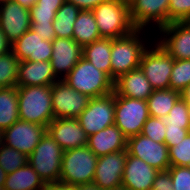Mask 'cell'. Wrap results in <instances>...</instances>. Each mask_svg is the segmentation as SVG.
<instances>
[{
	"label": "cell",
	"mask_w": 190,
	"mask_h": 190,
	"mask_svg": "<svg viewBox=\"0 0 190 190\" xmlns=\"http://www.w3.org/2000/svg\"><path fill=\"white\" fill-rule=\"evenodd\" d=\"M19 119L47 126L54 119L52 85L18 86Z\"/></svg>",
	"instance_id": "obj_1"
},
{
	"label": "cell",
	"mask_w": 190,
	"mask_h": 190,
	"mask_svg": "<svg viewBox=\"0 0 190 190\" xmlns=\"http://www.w3.org/2000/svg\"><path fill=\"white\" fill-rule=\"evenodd\" d=\"M143 33L144 29H135L127 36L112 39L110 62L111 78L114 81L121 75L140 67L142 55L148 48Z\"/></svg>",
	"instance_id": "obj_2"
},
{
	"label": "cell",
	"mask_w": 190,
	"mask_h": 190,
	"mask_svg": "<svg viewBox=\"0 0 190 190\" xmlns=\"http://www.w3.org/2000/svg\"><path fill=\"white\" fill-rule=\"evenodd\" d=\"M92 12L103 38H121L136 29L130 19L128 0H106Z\"/></svg>",
	"instance_id": "obj_3"
},
{
	"label": "cell",
	"mask_w": 190,
	"mask_h": 190,
	"mask_svg": "<svg viewBox=\"0 0 190 190\" xmlns=\"http://www.w3.org/2000/svg\"><path fill=\"white\" fill-rule=\"evenodd\" d=\"M64 80L70 87L90 98L105 96L114 91V80L83 57Z\"/></svg>",
	"instance_id": "obj_4"
},
{
	"label": "cell",
	"mask_w": 190,
	"mask_h": 190,
	"mask_svg": "<svg viewBox=\"0 0 190 190\" xmlns=\"http://www.w3.org/2000/svg\"><path fill=\"white\" fill-rule=\"evenodd\" d=\"M98 157L86 145L65 150L59 182L70 186L93 183Z\"/></svg>",
	"instance_id": "obj_5"
},
{
	"label": "cell",
	"mask_w": 190,
	"mask_h": 190,
	"mask_svg": "<svg viewBox=\"0 0 190 190\" xmlns=\"http://www.w3.org/2000/svg\"><path fill=\"white\" fill-rule=\"evenodd\" d=\"M63 153L64 150L46 131L28 156V164L45 183L59 182Z\"/></svg>",
	"instance_id": "obj_6"
},
{
	"label": "cell",
	"mask_w": 190,
	"mask_h": 190,
	"mask_svg": "<svg viewBox=\"0 0 190 190\" xmlns=\"http://www.w3.org/2000/svg\"><path fill=\"white\" fill-rule=\"evenodd\" d=\"M173 63L174 58L155 41L144 51L140 68L154 90L169 89Z\"/></svg>",
	"instance_id": "obj_7"
},
{
	"label": "cell",
	"mask_w": 190,
	"mask_h": 190,
	"mask_svg": "<svg viewBox=\"0 0 190 190\" xmlns=\"http://www.w3.org/2000/svg\"><path fill=\"white\" fill-rule=\"evenodd\" d=\"M148 118L147 101L119 96L115 92L114 124L127 139L140 134Z\"/></svg>",
	"instance_id": "obj_8"
},
{
	"label": "cell",
	"mask_w": 190,
	"mask_h": 190,
	"mask_svg": "<svg viewBox=\"0 0 190 190\" xmlns=\"http://www.w3.org/2000/svg\"><path fill=\"white\" fill-rule=\"evenodd\" d=\"M77 119L87 136L114 125L115 91L105 96L91 98Z\"/></svg>",
	"instance_id": "obj_9"
},
{
	"label": "cell",
	"mask_w": 190,
	"mask_h": 190,
	"mask_svg": "<svg viewBox=\"0 0 190 190\" xmlns=\"http://www.w3.org/2000/svg\"><path fill=\"white\" fill-rule=\"evenodd\" d=\"M91 98L70 87L65 80L52 84V107L54 119L77 118L88 106Z\"/></svg>",
	"instance_id": "obj_10"
},
{
	"label": "cell",
	"mask_w": 190,
	"mask_h": 190,
	"mask_svg": "<svg viewBox=\"0 0 190 190\" xmlns=\"http://www.w3.org/2000/svg\"><path fill=\"white\" fill-rule=\"evenodd\" d=\"M126 150L129 155L143 160L158 171H166L170 167L168 146L141 133L127 139Z\"/></svg>",
	"instance_id": "obj_11"
},
{
	"label": "cell",
	"mask_w": 190,
	"mask_h": 190,
	"mask_svg": "<svg viewBox=\"0 0 190 190\" xmlns=\"http://www.w3.org/2000/svg\"><path fill=\"white\" fill-rule=\"evenodd\" d=\"M130 19L136 29L155 24L156 29L168 25L169 0H128Z\"/></svg>",
	"instance_id": "obj_12"
},
{
	"label": "cell",
	"mask_w": 190,
	"mask_h": 190,
	"mask_svg": "<svg viewBox=\"0 0 190 190\" xmlns=\"http://www.w3.org/2000/svg\"><path fill=\"white\" fill-rule=\"evenodd\" d=\"M46 131L45 126L18 119L3 131V142L29 156Z\"/></svg>",
	"instance_id": "obj_13"
},
{
	"label": "cell",
	"mask_w": 190,
	"mask_h": 190,
	"mask_svg": "<svg viewBox=\"0 0 190 190\" xmlns=\"http://www.w3.org/2000/svg\"><path fill=\"white\" fill-rule=\"evenodd\" d=\"M158 34L157 42L174 60L190 59V21L169 23Z\"/></svg>",
	"instance_id": "obj_14"
},
{
	"label": "cell",
	"mask_w": 190,
	"mask_h": 190,
	"mask_svg": "<svg viewBox=\"0 0 190 190\" xmlns=\"http://www.w3.org/2000/svg\"><path fill=\"white\" fill-rule=\"evenodd\" d=\"M126 159L127 150L98 157L93 183L101 190L121 188Z\"/></svg>",
	"instance_id": "obj_15"
},
{
	"label": "cell",
	"mask_w": 190,
	"mask_h": 190,
	"mask_svg": "<svg viewBox=\"0 0 190 190\" xmlns=\"http://www.w3.org/2000/svg\"><path fill=\"white\" fill-rule=\"evenodd\" d=\"M83 57V47L74 39L55 38L52 41L51 66L55 76L63 80Z\"/></svg>",
	"instance_id": "obj_16"
},
{
	"label": "cell",
	"mask_w": 190,
	"mask_h": 190,
	"mask_svg": "<svg viewBox=\"0 0 190 190\" xmlns=\"http://www.w3.org/2000/svg\"><path fill=\"white\" fill-rule=\"evenodd\" d=\"M0 28L13 44L31 28L29 9L13 1L0 4Z\"/></svg>",
	"instance_id": "obj_17"
},
{
	"label": "cell",
	"mask_w": 190,
	"mask_h": 190,
	"mask_svg": "<svg viewBox=\"0 0 190 190\" xmlns=\"http://www.w3.org/2000/svg\"><path fill=\"white\" fill-rule=\"evenodd\" d=\"M47 132L64 151L87 145L88 136L77 118L53 119Z\"/></svg>",
	"instance_id": "obj_18"
},
{
	"label": "cell",
	"mask_w": 190,
	"mask_h": 190,
	"mask_svg": "<svg viewBox=\"0 0 190 190\" xmlns=\"http://www.w3.org/2000/svg\"><path fill=\"white\" fill-rule=\"evenodd\" d=\"M11 50L19 61H50L52 42L43 40L42 36L30 28L11 44Z\"/></svg>",
	"instance_id": "obj_19"
},
{
	"label": "cell",
	"mask_w": 190,
	"mask_h": 190,
	"mask_svg": "<svg viewBox=\"0 0 190 190\" xmlns=\"http://www.w3.org/2000/svg\"><path fill=\"white\" fill-rule=\"evenodd\" d=\"M158 170L127 152L122 177V187L126 190H151Z\"/></svg>",
	"instance_id": "obj_20"
},
{
	"label": "cell",
	"mask_w": 190,
	"mask_h": 190,
	"mask_svg": "<svg viewBox=\"0 0 190 190\" xmlns=\"http://www.w3.org/2000/svg\"><path fill=\"white\" fill-rule=\"evenodd\" d=\"M58 80L53 72L51 61L19 62L17 87L52 85Z\"/></svg>",
	"instance_id": "obj_21"
},
{
	"label": "cell",
	"mask_w": 190,
	"mask_h": 190,
	"mask_svg": "<svg viewBox=\"0 0 190 190\" xmlns=\"http://www.w3.org/2000/svg\"><path fill=\"white\" fill-rule=\"evenodd\" d=\"M114 91L119 96L147 101L154 89L146 78L143 70L138 67L121 75L117 80H115Z\"/></svg>",
	"instance_id": "obj_22"
},
{
	"label": "cell",
	"mask_w": 190,
	"mask_h": 190,
	"mask_svg": "<svg viewBox=\"0 0 190 190\" xmlns=\"http://www.w3.org/2000/svg\"><path fill=\"white\" fill-rule=\"evenodd\" d=\"M87 146L97 157H101L111 152L126 150L127 138L114 124L88 136Z\"/></svg>",
	"instance_id": "obj_23"
},
{
	"label": "cell",
	"mask_w": 190,
	"mask_h": 190,
	"mask_svg": "<svg viewBox=\"0 0 190 190\" xmlns=\"http://www.w3.org/2000/svg\"><path fill=\"white\" fill-rule=\"evenodd\" d=\"M46 183L27 163L23 167L8 173L4 188L6 190H43Z\"/></svg>",
	"instance_id": "obj_24"
},
{
	"label": "cell",
	"mask_w": 190,
	"mask_h": 190,
	"mask_svg": "<svg viewBox=\"0 0 190 190\" xmlns=\"http://www.w3.org/2000/svg\"><path fill=\"white\" fill-rule=\"evenodd\" d=\"M112 38H100L83 47V58L111 77Z\"/></svg>",
	"instance_id": "obj_25"
},
{
	"label": "cell",
	"mask_w": 190,
	"mask_h": 190,
	"mask_svg": "<svg viewBox=\"0 0 190 190\" xmlns=\"http://www.w3.org/2000/svg\"><path fill=\"white\" fill-rule=\"evenodd\" d=\"M102 38L91 10H81L73 26V39L82 47Z\"/></svg>",
	"instance_id": "obj_26"
},
{
	"label": "cell",
	"mask_w": 190,
	"mask_h": 190,
	"mask_svg": "<svg viewBox=\"0 0 190 190\" xmlns=\"http://www.w3.org/2000/svg\"><path fill=\"white\" fill-rule=\"evenodd\" d=\"M180 97V92L170 88L154 90L147 99L149 116L165 118Z\"/></svg>",
	"instance_id": "obj_27"
},
{
	"label": "cell",
	"mask_w": 190,
	"mask_h": 190,
	"mask_svg": "<svg viewBox=\"0 0 190 190\" xmlns=\"http://www.w3.org/2000/svg\"><path fill=\"white\" fill-rule=\"evenodd\" d=\"M18 119L17 87L0 88V130L9 128Z\"/></svg>",
	"instance_id": "obj_28"
},
{
	"label": "cell",
	"mask_w": 190,
	"mask_h": 190,
	"mask_svg": "<svg viewBox=\"0 0 190 190\" xmlns=\"http://www.w3.org/2000/svg\"><path fill=\"white\" fill-rule=\"evenodd\" d=\"M80 11L73 3L64 2L52 23L56 38L73 39V26Z\"/></svg>",
	"instance_id": "obj_29"
},
{
	"label": "cell",
	"mask_w": 190,
	"mask_h": 190,
	"mask_svg": "<svg viewBox=\"0 0 190 190\" xmlns=\"http://www.w3.org/2000/svg\"><path fill=\"white\" fill-rule=\"evenodd\" d=\"M19 62L12 50L0 55V88L17 87Z\"/></svg>",
	"instance_id": "obj_30"
},
{
	"label": "cell",
	"mask_w": 190,
	"mask_h": 190,
	"mask_svg": "<svg viewBox=\"0 0 190 190\" xmlns=\"http://www.w3.org/2000/svg\"><path fill=\"white\" fill-rule=\"evenodd\" d=\"M28 163V156L25 153L3 144L0 147V166L5 172L12 173Z\"/></svg>",
	"instance_id": "obj_31"
},
{
	"label": "cell",
	"mask_w": 190,
	"mask_h": 190,
	"mask_svg": "<svg viewBox=\"0 0 190 190\" xmlns=\"http://www.w3.org/2000/svg\"><path fill=\"white\" fill-rule=\"evenodd\" d=\"M190 84V59L174 60L169 88L182 92Z\"/></svg>",
	"instance_id": "obj_32"
},
{
	"label": "cell",
	"mask_w": 190,
	"mask_h": 190,
	"mask_svg": "<svg viewBox=\"0 0 190 190\" xmlns=\"http://www.w3.org/2000/svg\"><path fill=\"white\" fill-rule=\"evenodd\" d=\"M165 126H175L190 130V119H189V106L180 97L168 115L163 118Z\"/></svg>",
	"instance_id": "obj_33"
},
{
	"label": "cell",
	"mask_w": 190,
	"mask_h": 190,
	"mask_svg": "<svg viewBox=\"0 0 190 190\" xmlns=\"http://www.w3.org/2000/svg\"><path fill=\"white\" fill-rule=\"evenodd\" d=\"M169 162L170 166L190 167V132L182 141L169 148Z\"/></svg>",
	"instance_id": "obj_34"
},
{
	"label": "cell",
	"mask_w": 190,
	"mask_h": 190,
	"mask_svg": "<svg viewBox=\"0 0 190 190\" xmlns=\"http://www.w3.org/2000/svg\"><path fill=\"white\" fill-rule=\"evenodd\" d=\"M165 129L166 126L163 119L149 116L144 123L141 134L157 143H164Z\"/></svg>",
	"instance_id": "obj_35"
},
{
	"label": "cell",
	"mask_w": 190,
	"mask_h": 190,
	"mask_svg": "<svg viewBox=\"0 0 190 190\" xmlns=\"http://www.w3.org/2000/svg\"><path fill=\"white\" fill-rule=\"evenodd\" d=\"M190 21V0H169L168 24Z\"/></svg>",
	"instance_id": "obj_36"
},
{
	"label": "cell",
	"mask_w": 190,
	"mask_h": 190,
	"mask_svg": "<svg viewBox=\"0 0 190 190\" xmlns=\"http://www.w3.org/2000/svg\"><path fill=\"white\" fill-rule=\"evenodd\" d=\"M168 171L172 178L174 190H190V167L170 166Z\"/></svg>",
	"instance_id": "obj_37"
},
{
	"label": "cell",
	"mask_w": 190,
	"mask_h": 190,
	"mask_svg": "<svg viewBox=\"0 0 190 190\" xmlns=\"http://www.w3.org/2000/svg\"><path fill=\"white\" fill-rule=\"evenodd\" d=\"M58 9L39 8L35 4L29 9L31 24L53 23Z\"/></svg>",
	"instance_id": "obj_38"
},
{
	"label": "cell",
	"mask_w": 190,
	"mask_h": 190,
	"mask_svg": "<svg viewBox=\"0 0 190 190\" xmlns=\"http://www.w3.org/2000/svg\"><path fill=\"white\" fill-rule=\"evenodd\" d=\"M165 130L164 143L168 146V148L174 146V143L182 141L190 132V130L175 126H166Z\"/></svg>",
	"instance_id": "obj_39"
},
{
	"label": "cell",
	"mask_w": 190,
	"mask_h": 190,
	"mask_svg": "<svg viewBox=\"0 0 190 190\" xmlns=\"http://www.w3.org/2000/svg\"><path fill=\"white\" fill-rule=\"evenodd\" d=\"M153 190H174L170 172L159 171L152 185Z\"/></svg>",
	"instance_id": "obj_40"
},
{
	"label": "cell",
	"mask_w": 190,
	"mask_h": 190,
	"mask_svg": "<svg viewBox=\"0 0 190 190\" xmlns=\"http://www.w3.org/2000/svg\"><path fill=\"white\" fill-rule=\"evenodd\" d=\"M31 29L35 31L38 35L43 37V40L52 42L56 38L55 31L53 29V24H31Z\"/></svg>",
	"instance_id": "obj_41"
},
{
	"label": "cell",
	"mask_w": 190,
	"mask_h": 190,
	"mask_svg": "<svg viewBox=\"0 0 190 190\" xmlns=\"http://www.w3.org/2000/svg\"><path fill=\"white\" fill-rule=\"evenodd\" d=\"M69 3H73L80 10H93L100 3H103L106 0H65Z\"/></svg>",
	"instance_id": "obj_42"
},
{
	"label": "cell",
	"mask_w": 190,
	"mask_h": 190,
	"mask_svg": "<svg viewBox=\"0 0 190 190\" xmlns=\"http://www.w3.org/2000/svg\"><path fill=\"white\" fill-rule=\"evenodd\" d=\"M65 0H37L35 5L39 8L59 9Z\"/></svg>",
	"instance_id": "obj_43"
},
{
	"label": "cell",
	"mask_w": 190,
	"mask_h": 190,
	"mask_svg": "<svg viewBox=\"0 0 190 190\" xmlns=\"http://www.w3.org/2000/svg\"><path fill=\"white\" fill-rule=\"evenodd\" d=\"M43 190H75L73 186L61 182L46 183Z\"/></svg>",
	"instance_id": "obj_44"
},
{
	"label": "cell",
	"mask_w": 190,
	"mask_h": 190,
	"mask_svg": "<svg viewBox=\"0 0 190 190\" xmlns=\"http://www.w3.org/2000/svg\"><path fill=\"white\" fill-rule=\"evenodd\" d=\"M11 51V43L7 40L5 34L0 28V55Z\"/></svg>",
	"instance_id": "obj_45"
},
{
	"label": "cell",
	"mask_w": 190,
	"mask_h": 190,
	"mask_svg": "<svg viewBox=\"0 0 190 190\" xmlns=\"http://www.w3.org/2000/svg\"><path fill=\"white\" fill-rule=\"evenodd\" d=\"M75 190H101L95 183L74 186Z\"/></svg>",
	"instance_id": "obj_46"
},
{
	"label": "cell",
	"mask_w": 190,
	"mask_h": 190,
	"mask_svg": "<svg viewBox=\"0 0 190 190\" xmlns=\"http://www.w3.org/2000/svg\"><path fill=\"white\" fill-rule=\"evenodd\" d=\"M181 97L189 106V119H190V84L181 92Z\"/></svg>",
	"instance_id": "obj_47"
},
{
	"label": "cell",
	"mask_w": 190,
	"mask_h": 190,
	"mask_svg": "<svg viewBox=\"0 0 190 190\" xmlns=\"http://www.w3.org/2000/svg\"><path fill=\"white\" fill-rule=\"evenodd\" d=\"M13 2H16L20 4L22 7L30 9L37 0H12Z\"/></svg>",
	"instance_id": "obj_48"
},
{
	"label": "cell",
	"mask_w": 190,
	"mask_h": 190,
	"mask_svg": "<svg viewBox=\"0 0 190 190\" xmlns=\"http://www.w3.org/2000/svg\"><path fill=\"white\" fill-rule=\"evenodd\" d=\"M7 175L8 174L5 172V170H3L2 167L0 166V186L5 185Z\"/></svg>",
	"instance_id": "obj_49"
},
{
	"label": "cell",
	"mask_w": 190,
	"mask_h": 190,
	"mask_svg": "<svg viewBox=\"0 0 190 190\" xmlns=\"http://www.w3.org/2000/svg\"><path fill=\"white\" fill-rule=\"evenodd\" d=\"M4 144L3 142V131L0 130V147Z\"/></svg>",
	"instance_id": "obj_50"
},
{
	"label": "cell",
	"mask_w": 190,
	"mask_h": 190,
	"mask_svg": "<svg viewBox=\"0 0 190 190\" xmlns=\"http://www.w3.org/2000/svg\"><path fill=\"white\" fill-rule=\"evenodd\" d=\"M12 0H0V4L6 3V2H10Z\"/></svg>",
	"instance_id": "obj_51"
},
{
	"label": "cell",
	"mask_w": 190,
	"mask_h": 190,
	"mask_svg": "<svg viewBox=\"0 0 190 190\" xmlns=\"http://www.w3.org/2000/svg\"><path fill=\"white\" fill-rule=\"evenodd\" d=\"M114 190H126V189L121 187V188H117V189H114Z\"/></svg>",
	"instance_id": "obj_52"
},
{
	"label": "cell",
	"mask_w": 190,
	"mask_h": 190,
	"mask_svg": "<svg viewBox=\"0 0 190 190\" xmlns=\"http://www.w3.org/2000/svg\"><path fill=\"white\" fill-rule=\"evenodd\" d=\"M0 190H6L4 186H0Z\"/></svg>",
	"instance_id": "obj_53"
}]
</instances>
